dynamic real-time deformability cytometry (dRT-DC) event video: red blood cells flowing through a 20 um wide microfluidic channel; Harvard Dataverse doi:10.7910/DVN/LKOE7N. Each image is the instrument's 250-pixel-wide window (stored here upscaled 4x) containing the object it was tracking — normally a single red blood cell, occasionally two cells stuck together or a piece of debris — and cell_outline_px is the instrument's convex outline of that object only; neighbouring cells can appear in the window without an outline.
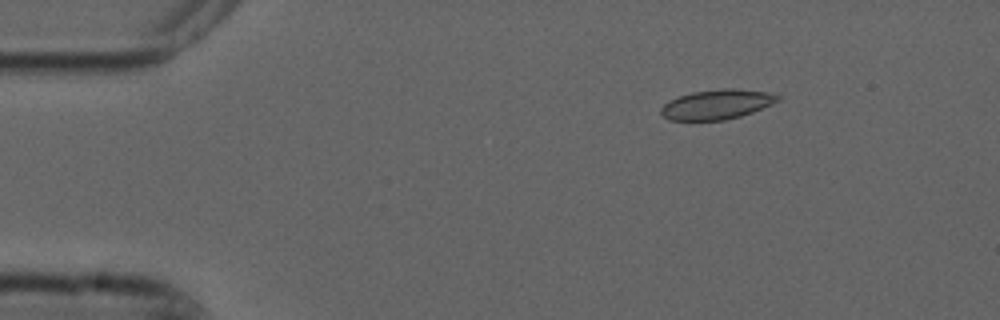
{"species": "common noctule bat (a hibernating species)", "species_latin": "Nyctalus noctula", "temperature_condition": "cold", "stored_images_in_passage": 8, "camera_frame_rate_fps": 3000, "um_per_image_px": 0.085, "animal": {"sex": "male", "forearm_length_mm": 52.5}, "frame": {"image": 1, "passage_image": 2, "time_ms": 0.333, "image_size_px": [1000, 320], "cell_outline_px": [[780, 100], [772, 104], [752, 112], [740, 116], [724, 120], [668, 120], [660, 112], [660, 108], [668, 100], [692, 92], [720, 88], [732, 88], [768, 92], [780, 96]], "centroid_in_image_um": [60.92, 8.87], "position_along_channel_um": 24.1, "area_um2": 20.23}}
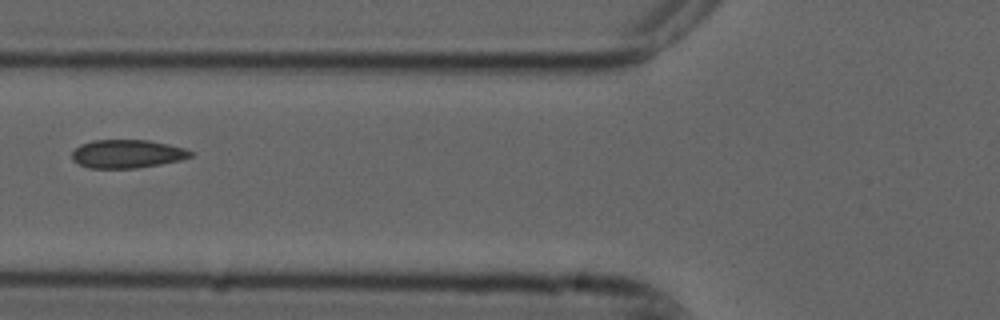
{"frame": {"image": 2, "passage_image": 5, "time_ms": 1.333, "image_size_px": [1000, 320], "cell_outline_px": [[196, 152], [192, 156], [180, 160], [160, 164], [136, 168], [88, 168], [72, 160], [72, 152], [80, 144], [92, 140], [148, 140], [168, 144], [184, 148]], "centroid_in_image_um": [10.82, 13.07], "position_along_channel_um": 115.0, "area_um2": 19.65}}
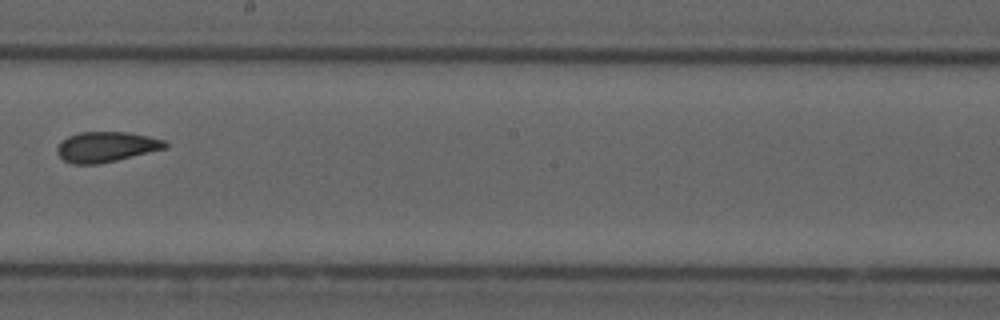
{"frame": {"image": 3, "passage_image": 8, "time_ms": 2.333, "image_size_px": [1000, 320], "cell_outline_px": [[168, 148], [116, 160], [96, 164], [72, 164], [64, 160], [56, 152], [56, 148], [60, 140], [68, 136], [80, 132], [128, 132], [148, 136], [164, 140], [168, 144]], "centroid_in_image_um": [9.01, 12.47], "position_along_channel_um": 239.2, "area_um2": 19.13}}